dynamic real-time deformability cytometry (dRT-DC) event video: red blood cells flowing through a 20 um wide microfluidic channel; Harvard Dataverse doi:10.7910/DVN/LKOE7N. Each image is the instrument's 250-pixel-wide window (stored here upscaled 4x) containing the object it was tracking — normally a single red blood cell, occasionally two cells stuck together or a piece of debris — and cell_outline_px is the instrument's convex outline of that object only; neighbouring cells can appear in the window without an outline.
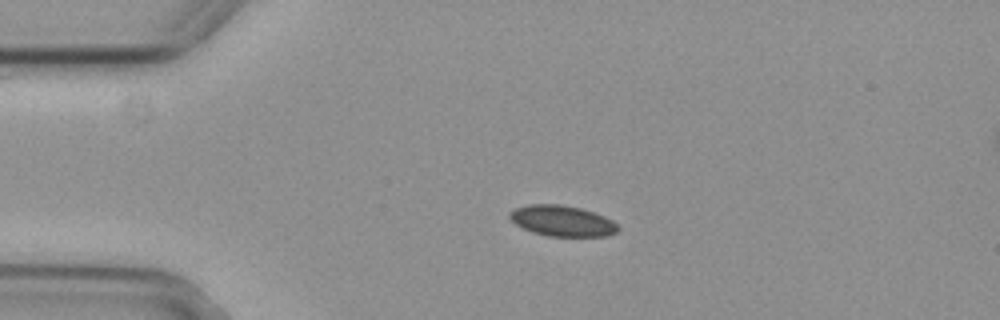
{"species": "common noctule bat (a hibernating species)", "species_latin": "Nyctalus noctula", "temperature_condition": "cold", "stored_images_in_passage": 3, "camera_frame_rate_fps": 3000, "um_per_image_px": 0.085, "animal": {"sex": "female", "body_mass_g": 29.2, "forearm_length_mm": 56.3}, "frame": {"image": 1, "passage_image": 1, "time_ms": 0.0, "image_size_px": [1000, 320], "cell_outline_px": [[620, 228], [616, 232], [608, 236], [548, 236], [532, 232], [516, 224], [508, 216], [508, 212], [516, 208], [528, 204], [560, 204], [580, 208], [604, 216], [612, 220]], "centroid_in_image_um": [47.78, 18.77], "position_along_channel_um": 37.2, "area_um2": 19.36}}